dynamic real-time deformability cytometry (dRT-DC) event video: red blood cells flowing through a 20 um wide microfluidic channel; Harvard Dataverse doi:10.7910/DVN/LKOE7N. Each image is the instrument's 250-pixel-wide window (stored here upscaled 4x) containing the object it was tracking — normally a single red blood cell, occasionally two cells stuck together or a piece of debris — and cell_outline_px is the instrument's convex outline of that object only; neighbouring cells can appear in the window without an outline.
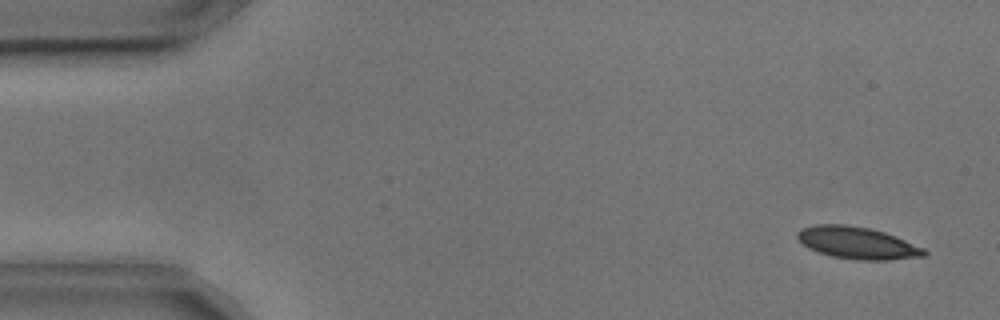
{"species": "common noctule bat (a hibernating species)", "species_latin": "Nyctalus noctula", "temperature_condition": "cold", "stored_images_in_passage": 55, "camera_frame_rate_fps": 3000, "um_per_image_px": 0.085, "animal": {"sex": "male", "body_mass_g": 17.9, "forearm_length_mm": 54.2}, "frame": {"image": 1, "passage_image": 3, "time_ms": 0.667, "image_size_px": [1000, 320], "cell_outline_px": [[928, 252], [924, 256], [888, 260], [856, 260], [832, 256], [808, 248], [796, 236], [796, 232], [800, 228], [816, 224], [844, 224], [872, 228], [884, 232], [924, 248]], "centroid_in_image_um": [72.85, 20.64], "position_along_channel_um": 12.1, "area_um2": 23.64}}
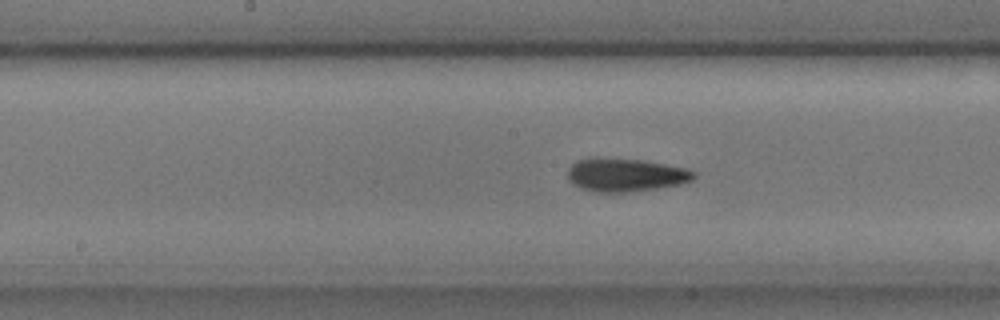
{"frame": {"image": 2, "passage_image": 27, "time_ms": 8.667, "image_size_px": [1000, 320], "cell_outline_px": [[696, 176], [692, 180], [680, 184], [656, 188], [628, 192], [596, 192], [580, 188], [572, 184], [568, 180], [568, 168], [572, 164], [580, 160], [644, 160], [688, 168], [696, 172]], "centroid_in_image_um": [53.23, 14.9], "position_along_channel_um": 195.0, "area_um2": 23.87}}
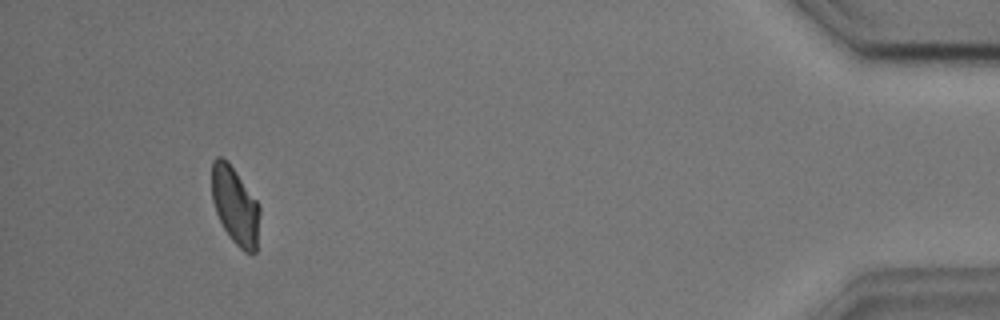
{"frame": {"image": 3, "passage_image": 51, "time_ms": 16.667, "image_size_px": [1000, 320], "cell_outline_px": [[260, 212], [256, 252], [244, 252], [228, 236], [216, 212], [212, 200], [212, 160], [216, 156], [220, 156], [228, 160], [260, 204]], "centroid_in_image_um": [19.99, 17.44], "position_along_channel_um": 415.2, "area_um2": 21.85}, "authors_computed_cell_mechanics": {"area_um2": 23.2934, "velocity_mm_per_s": 3.6287, "shape_relaxation_time_tau1_ms": 4.7921, "shape_relaxation_time_tau2_ms": 3.5061, "deformation_change_tau1": 0.1236, "deformation_change_tau2": 0.0933}}